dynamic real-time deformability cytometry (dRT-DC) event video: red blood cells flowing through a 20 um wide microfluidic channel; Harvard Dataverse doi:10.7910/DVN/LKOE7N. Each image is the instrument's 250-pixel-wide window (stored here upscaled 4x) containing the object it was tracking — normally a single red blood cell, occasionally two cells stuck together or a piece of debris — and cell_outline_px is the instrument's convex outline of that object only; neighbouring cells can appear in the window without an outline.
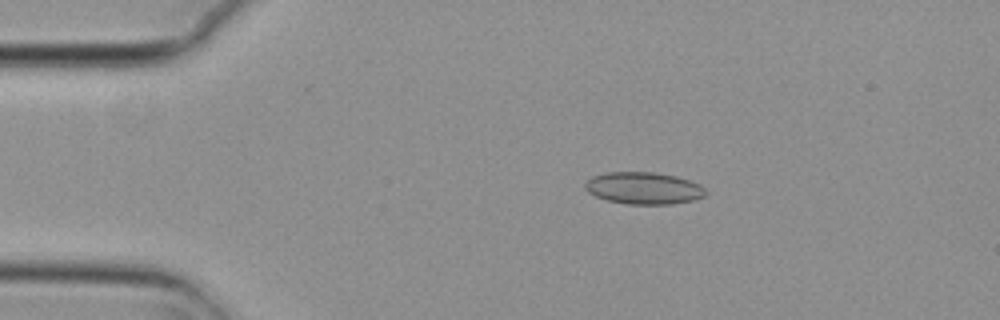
{"species": "common noctule bat (a hibernating species)", "species_latin": "Nyctalus noctula", "temperature_condition": "cold", "stored_images_in_passage": 4, "camera_frame_rate_fps": 3000, "um_per_image_px": 0.085, "animal": {"sex": "female", "body_mass_g": 29.2, "forearm_length_mm": 56.3}, "frame": {"image": 1, "passage_image": 2, "time_ms": 0.333, "image_size_px": [1000, 320], "cell_outline_px": [[708, 192], [704, 196], [692, 200], [672, 204], [628, 204], [608, 200], [596, 196], [588, 192], [584, 188], [584, 184], [592, 176], [608, 172], [652, 172], [676, 176], [700, 184]], "centroid_in_image_um": [54.71, 15.99], "position_along_channel_um": 30.3, "area_um2": 22.43}}